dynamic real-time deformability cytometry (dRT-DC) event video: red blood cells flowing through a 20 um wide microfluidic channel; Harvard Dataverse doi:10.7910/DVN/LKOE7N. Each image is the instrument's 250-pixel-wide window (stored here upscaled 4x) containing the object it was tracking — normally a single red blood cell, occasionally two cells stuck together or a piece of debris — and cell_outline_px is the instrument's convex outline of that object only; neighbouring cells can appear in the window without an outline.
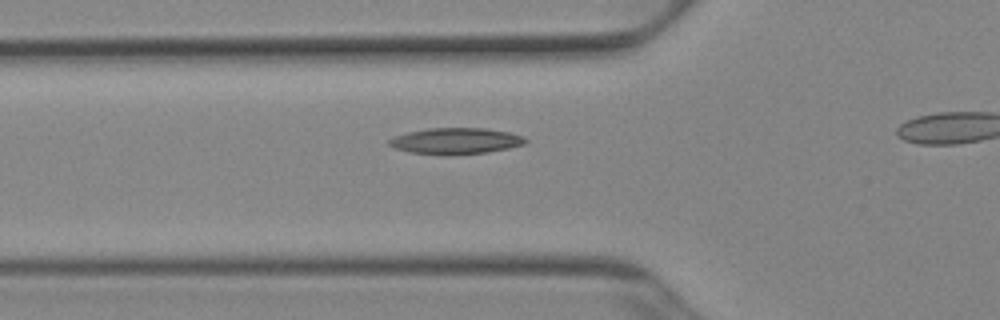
{"species": "Egyptian fruit bat (a non-hibernating species)", "species_latin": "Rousettus aegyptiacus", "temperature_condition": "cold", "stored_images_in_passage": 7, "camera_frame_rate_fps": 3000, "um_per_image_px": 0.085, "animal": {"sex": "female"}, "frame": {"image": 1, "passage_image": 2, "time_ms": 0.333, "image_size_px": [1000, 320], "cell_outline_px": [[528, 140], [524, 144], [508, 148], [488, 152], [448, 156], [440, 156], [408, 152], [396, 148], [388, 144], [388, 140], [396, 136], [408, 132], [428, 128], [484, 128], [508, 132], [524, 136]], "centroid_in_image_um": [38.73, 12.0], "position_along_channel_um": 87.1, "area_um2": 21.04}}
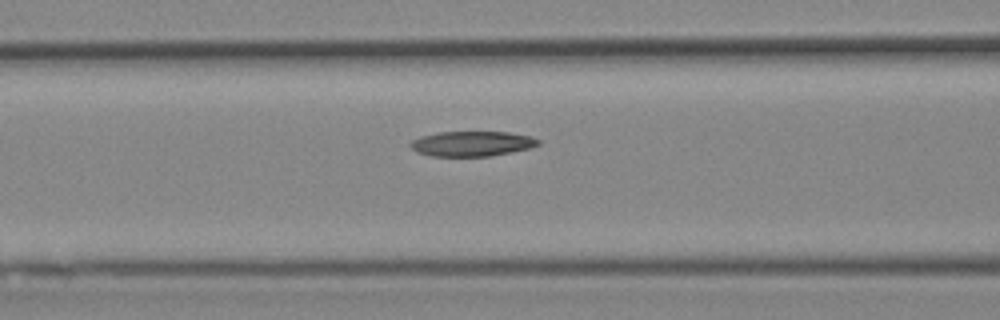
{"frame": {"image": 2, "passage_image": 5, "time_ms": 1.333, "image_size_px": [1000, 320], "cell_outline_px": [[540, 144], [528, 148], [512, 152], [492, 156], [432, 156], [416, 152], [408, 144], [412, 140], [420, 136], [440, 132], [508, 132], [532, 136], [540, 140]], "centroid_in_image_um": [40.11, 12.21], "position_along_channel_um": 126.5, "area_um2": 18.73}}